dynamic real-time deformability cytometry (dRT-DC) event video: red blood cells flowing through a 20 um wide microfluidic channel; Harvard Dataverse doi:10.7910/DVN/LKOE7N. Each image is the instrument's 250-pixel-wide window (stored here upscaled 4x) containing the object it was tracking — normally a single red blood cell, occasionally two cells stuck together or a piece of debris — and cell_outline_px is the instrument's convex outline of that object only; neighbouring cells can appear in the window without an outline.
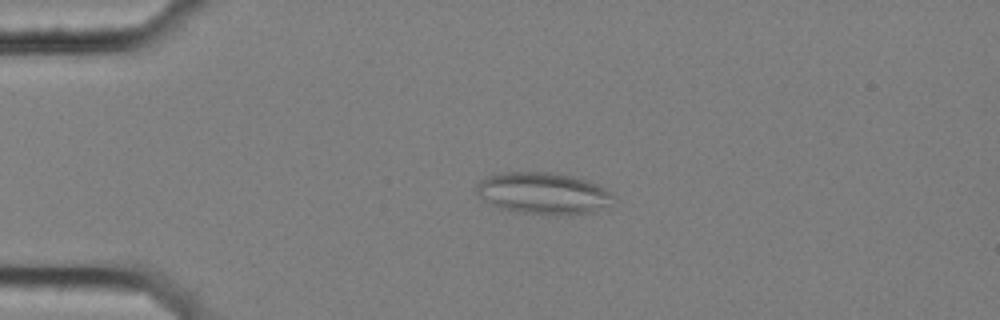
{"species": "common noctule bat (a hibernating species)", "species_latin": "Nyctalus noctula", "temperature_condition": "cold", "stored_images_in_passage": 5, "camera_frame_rate_fps": 3000, "um_per_image_px": 0.085, "animal": {"sex": "female", "body_mass_g": 25.1}, "frame": {"image": 1, "passage_image": 2, "time_ms": 0.333, "image_size_px": [1000, 320], "cell_outline_px": [[616, 200], [596, 212], [568, 216], [516, 212], [496, 208], [484, 200], [476, 192], [476, 184], [480, 180], [488, 176], [508, 172], [552, 172], [572, 176], [588, 180], [604, 188]], "centroid_in_image_um": [46.18, 16.45], "position_along_channel_um": 38.8, "area_um2": 33.64}}